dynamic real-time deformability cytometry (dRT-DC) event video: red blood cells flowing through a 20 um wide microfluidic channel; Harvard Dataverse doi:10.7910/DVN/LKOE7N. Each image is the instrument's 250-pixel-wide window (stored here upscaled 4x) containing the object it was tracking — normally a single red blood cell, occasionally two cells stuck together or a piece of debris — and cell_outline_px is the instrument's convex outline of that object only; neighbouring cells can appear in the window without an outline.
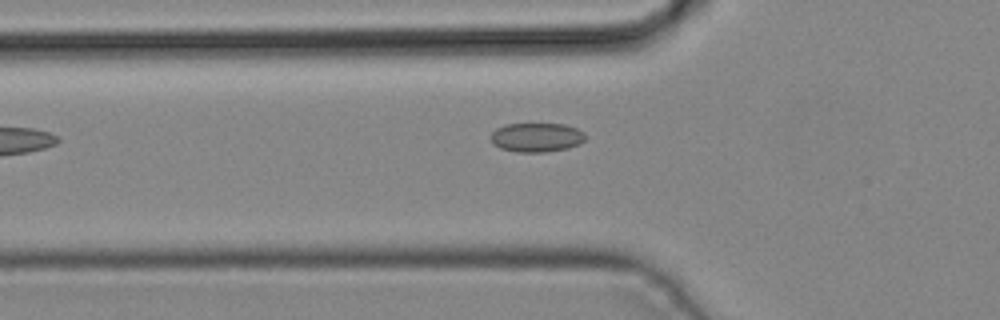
{"species": "common noctule bat (a hibernating species)", "species_latin": "Nyctalus noctula", "temperature_condition": "cold", "stored_images_in_passage": 6, "camera_frame_rate_fps": 3000, "um_per_image_px": 0.085, "animal": {"sex": "male", "body_mass_g": 19.2, "forearm_length_mm": 51.8}, "frame": {"image": 1, "passage_image": 6, "time_ms": 1.667, "image_size_px": [1000, 320], "cell_outline_px": [[584, 140], [580, 144], [568, 148], [544, 152], [516, 152], [500, 148], [492, 144], [488, 136], [496, 128], [504, 124], [564, 124], [576, 128], [584, 132]], "centroid_in_image_um": [45.55, 11.68], "position_along_channel_um": 80.2, "area_um2": 16.24}}